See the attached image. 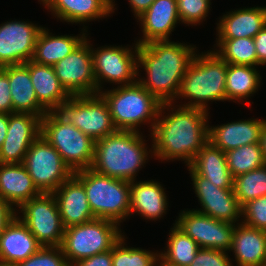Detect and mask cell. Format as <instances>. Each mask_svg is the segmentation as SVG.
I'll return each instance as SVG.
<instances>
[{"label": "cell", "instance_id": "cell-39", "mask_svg": "<svg viewBox=\"0 0 266 266\" xmlns=\"http://www.w3.org/2000/svg\"><path fill=\"white\" fill-rule=\"evenodd\" d=\"M246 226L266 231V195L251 200L242 207V221Z\"/></svg>", "mask_w": 266, "mask_h": 266}, {"label": "cell", "instance_id": "cell-31", "mask_svg": "<svg viewBox=\"0 0 266 266\" xmlns=\"http://www.w3.org/2000/svg\"><path fill=\"white\" fill-rule=\"evenodd\" d=\"M257 68L227 63L226 101L251 106L249 98L259 91L262 83V75Z\"/></svg>", "mask_w": 266, "mask_h": 266}, {"label": "cell", "instance_id": "cell-1", "mask_svg": "<svg viewBox=\"0 0 266 266\" xmlns=\"http://www.w3.org/2000/svg\"><path fill=\"white\" fill-rule=\"evenodd\" d=\"M209 114L210 111L200 108L162 103L156 124L149 134L154 159L161 160V163L181 160L189 166L209 141Z\"/></svg>", "mask_w": 266, "mask_h": 266}, {"label": "cell", "instance_id": "cell-30", "mask_svg": "<svg viewBox=\"0 0 266 266\" xmlns=\"http://www.w3.org/2000/svg\"><path fill=\"white\" fill-rule=\"evenodd\" d=\"M189 167L220 188H233L234 177L227 167L226 155L209 141L200 149Z\"/></svg>", "mask_w": 266, "mask_h": 266}, {"label": "cell", "instance_id": "cell-2", "mask_svg": "<svg viewBox=\"0 0 266 266\" xmlns=\"http://www.w3.org/2000/svg\"><path fill=\"white\" fill-rule=\"evenodd\" d=\"M188 44L163 40L138 45L137 81L161 103L175 100L182 78L198 51L196 45ZM141 69L145 76H141Z\"/></svg>", "mask_w": 266, "mask_h": 266}, {"label": "cell", "instance_id": "cell-21", "mask_svg": "<svg viewBox=\"0 0 266 266\" xmlns=\"http://www.w3.org/2000/svg\"><path fill=\"white\" fill-rule=\"evenodd\" d=\"M266 119H240L220 125L208 126L209 142L223 152L240 146L259 143Z\"/></svg>", "mask_w": 266, "mask_h": 266}, {"label": "cell", "instance_id": "cell-19", "mask_svg": "<svg viewBox=\"0 0 266 266\" xmlns=\"http://www.w3.org/2000/svg\"><path fill=\"white\" fill-rule=\"evenodd\" d=\"M142 32L138 45L152 41L171 40L169 37L181 22L177 12V0H155L137 19Z\"/></svg>", "mask_w": 266, "mask_h": 266}, {"label": "cell", "instance_id": "cell-45", "mask_svg": "<svg viewBox=\"0 0 266 266\" xmlns=\"http://www.w3.org/2000/svg\"><path fill=\"white\" fill-rule=\"evenodd\" d=\"M129 7H131V11L135 19L140 17L155 0H128Z\"/></svg>", "mask_w": 266, "mask_h": 266}, {"label": "cell", "instance_id": "cell-47", "mask_svg": "<svg viewBox=\"0 0 266 266\" xmlns=\"http://www.w3.org/2000/svg\"><path fill=\"white\" fill-rule=\"evenodd\" d=\"M259 144H260V147L262 149L264 159L266 161V122L263 126V129H262Z\"/></svg>", "mask_w": 266, "mask_h": 266}, {"label": "cell", "instance_id": "cell-29", "mask_svg": "<svg viewBox=\"0 0 266 266\" xmlns=\"http://www.w3.org/2000/svg\"><path fill=\"white\" fill-rule=\"evenodd\" d=\"M36 93L38 102L48 111H57L70 98V94L60 84L53 66L28 61L25 63Z\"/></svg>", "mask_w": 266, "mask_h": 266}, {"label": "cell", "instance_id": "cell-4", "mask_svg": "<svg viewBox=\"0 0 266 266\" xmlns=\"http://www.w3.org/2000/svg\"><path fill=\"white\" fill-rule=\"evenodd\" d=\"M227 62L215 51L209 49L195 54L182 78L175 100L182 107L210 110V101H226ZM178 100V101H177ZM181 103V104H180ZM183 103V104H182ZM209 103V105H208Z\"/></svg>", "mask_w": 266, "mask_h": 266}, {"label": "cell", "instance_id": "cell-22", "mask_svg": "<svg viewBox=\"0 0 266 266\" xmlns=\"http://www.w3.org/2000/svg\"><path fill=\"white\" fill-rule=\"evenodd\" d=\"M157 180L130 181V215L138 214L147 221H158L167 214L169 201Z\"/></svg>", "mask_w": 266, "mask_h": 266}, {"label": "cell", "instance_id": "cell-34", "mask_svg": "<svg viewBox=\"0 0 266 266\" xmlns=\"http://www.w3.org/2000/svg\"><path fill=\"white\" fill-rule=\"evenodd\" d=\"M125 234L112 248V266H158L160 251L131 247L126 243Z\"/></svg>", "mask_w": 266, "mask_h": 266}, {"label": "cell", "instance_id": "cell-28", "mask_svg": "<svg viewBox=\"0 0 266 266\" xmlns=\"http://www.w3.org/2000/svg\"><path fill=\"white\" fill-rule=\"evenodd\" d=\"M80 34L71 35H55L46 27L40 30L34 49L32 61L54 66L57 62L69 55L86 37L88 31L81 28Z\"/></svg>", "mask_w": 266, "mask_h": 266}, {"label": "cell", "instance_id": "cell-3", "mask_svg": "<svg viewBox=\"0 0 266 266\" xmlns=\"http://www.w3.org/2000/svg\"><path fill=\"white\" fill-rule=\"evenodd\" d=\"M142 132L116 130L95 142L91 168L99 174L134 181L149 158L152 159V143L146 144ZM150 154V155H149Z\"/></svg>", "mask_w": 266, "mask_h": 266}, {"label": "cell", "instance_id": "cell-42", "mask_svg": "<svg viewBox=\"0 0 266 266\" xmlns=\"http://www.w3.org/2000/svg\"><path fill=\"white\" fill-rule=\"evenodd\" d=\"M72 266H112V249L79 260Z\"/></svg>", "mask_w": 266, "mask_h": 266}, {"label": "cell", "instance_id": "cell-8", "mask_svg": "<svg viewBox=\"0 0 266 266\" xmlns=\"http://www.w3.org/2000/svg\"><path fill=\"white\" fill-rule=\"evenodd\" d=\"M111 220L95 218L89 222L65 228L61 249L69 266L79 260L111 250L125 234Z\"/></svg>", "mask_w": 266, "mask_h": 266}, {"label": "cell", "instance_id": "cell-48", "mask_svg": "<svg viewBox=\"0 0 266 266\" xmlns=\"http://www.w3.org/2000/svg\"><path fill=\"white\" fill-rule=\"evenodd\" d=\"M0 266H13V265H9V264L1 263V262H0Z\"/></svg>", "mask_w": 266, "mask_h": 266}, {"label": "cell", "instance_id": "cell-12", "mask_svg": "<svg viewBox=\"0 0 266 266\" xmlns=\"http://www.w3.org/2000/svg\"><path fill=\"white\" fill-rule=\"evenodd\" d=\"M23 164L41 193H53L74 174L42 135L28 148Z\"/></svg>", "mask_w": 266, "mask_h": 266}, {"label": "cell", "instance_id": "cell-37", "mask_svg": "<svg viewBox=\"0 0 266 266\" xmlns=\"http://www.w3.org/2000/svg\"><path fill=\"white\" fill-rule=\"evenodd\" d=\"M212 0H177L180 22L186 26L201 25L209 16ZM211 7V8H210ZM209 13V14H208Z\"/></svg>", "mask_w": 266, "mask_h": 266}, {"label": "cell", "instance_id": "cell-49", "mask_svg": "<svg viewBox=\"0 0 266 266\" xmlns=\"http://www.w3.org/2000/svg\"><path fill=\"white\" fill-rule=\"evenodd\" d=\"M47 0H38V2L40 3V4H44L45 2H46Z\"/></svg>", "mask_w": 266, "mask_h": 266}, {"label": "cell", "instance_id": "cell-33", "mask_svg": "<svg viewBox=\"0 0 266 266\" xmlns=\"http://www.w3.org/2000/svg\"><path fill=\"white\" fill-rule=\"evenodd\" d=\"M215 51L228 64L257 66L254 38L216 39Z\"/></svg>", "mask_w": 266, "mask_h": 266}, {"label": "cell", "instance_id": "cell-5", "mask_svg": "<svg viewBox=\"0 0 266 266\" xmlns=\"http://www.w3.org/2000/svg\"><path fill=\"white\" fill-rule=\"evenodd\" d=\"M99 94L108 104L116 130L142 132L139 127L147 124L152 132L162 103L138 81L104 89Z\"/></svg>", "mask_w": 266, "mask_h": 266}, {"label": "cell", "instance_id": "cell-43", "mask_svg": "<svg viewBox=\"0 0 266 266\" xmlns=\"http://www.w3.org/2000/svg\"><path fill=\"white\" fill-rule=\"evenodd\" d=\"M257 67L266 65V25L255 35Z\"/></svg>", "mask_w": 266, "mask_h": 266}, {"label": "cell", "instance_id": "cell-32", "mask_svg": "<svg viewBox=\"0 0 266 266\" xmlns=\"http://www.w3.org/2000/svg\"><path fill=\"white\" fill-rule=\"evenodd\" d=\"M170 228L167 246L160 250V264L163 266H190L199 249L198 244L180 230L175 223Z\"/></svg>", "mask_w": 266, "mask_h": 266}, {"label": "cell", "instance_id": "cell-9", "mask_svg": "<svg viewBox=\"0 0 266 266\" xmlns=\"http://www.w3.org/2000/svg\"><path fill=\"white\" fill-rule=\"evenodd\" d=\"M137 50L138 44L135 41L133 46L105 45L94 48L91 44L96 94L105 89V82L114 87L137 82Z\"/></svg>", "mask_w": 266, "mask_h": 266}, {"label": "cell", "instance_id": "cell-10", "mask_svg": "<svg viewBox=\"0 0 266 266\" xmlns=\"http://www.w3.org/2000/svg\"><path fill=\"white\" fill-rule=\"evenodd\" d=\"M57 112L95 142L116 131L108 104L99 93L71 95Z\"/></svg>", "mask_w": 266, "mask_h": 266}, {"label": "cell", "instance_id": "cell-38", "mask_svg": "<svg viewBox=\"0 0 266 266\" xmlns=\"http://www.w3.org/2000/svg\"><path fill=\"white\" fill-rule=\"evenodd\" d=\"M15 266H69L61 247L43 246L33 254Z\"/></svg>", "mask_w": 266, "mask_h": 266}, {"label": "cell", "instance_id": "cell-11", "mask_svg": "<svg viewBox=\"0 0 266 266\" xmlns=\"http://www.w3.org/2000/svg\"><path fill=\"white\" fill-rule=\"evenodd\" d=\"M17 216L42 246H61L65 228L52 193L28 200L17 210Z\"/></svg>", "mask_w": 266, "mask_h": 266}, {"label": "cell", "instance_id": "cell-26", "mask_svg": "<svg viewBox=\"0 0 266 266\" xmlns=\"http://www.w3.org/2000/svg\"><path fill=\"white\" fill-rule=\"evenodd\" d=\"M40 194L23 163H0V197L16 210Z\"/></svg>", "mask_w": 266, "mask_h": 266}, {"label": "cell", "instance_id": "cell-23", "mask_svg": "<svg viewBox=\"0 0 266 266\" xmlns=\"http://www.w3.org/2000/svg\"><path fill=\"white\" fill-rule=\"evenodd\" d=\"M225 13L215 23L216 39L254 38L266 25V6L240 7Z\"/></svg>", "mask_w": 266, "mask_h": 266}, {"label": "cell", "instance_id": "cell-20", "mask_svg": "<svg viewBox=\"0 0 266 266\" xmlns=\"http://www.w3.org/2000/svg\"><path fill=\"white\" fill-rule=\"evenodd\" d=\"M64 228L89 222L93 216L83 183L73 174L53 193Z\"/></svg>", "mask_w": 266, "mask_h": 266}, {"label": "cell", "instance_id": "cell-17", "mask_svg": "<svg viewBox=\"0 0 266 266\" xmlns=\"http://www.w3.org/2000/svg\"><path fill=\"white\" fill-rule=\"evenodd\" d=\"M41 134V118L30 113L8 114V128L0 148V163L20 164Z\"/></svg>", "mask_w": 266, "mask_h": 266}, {"label": "cell", "instance_id": "cell-18", "mask_svg": "<svg viewBox=\"0 0 266 266\" xmlns=\"http://www.w3.org/2000/svg\"><path fill=\"white\" fill-rule=\"evenodd\" d=\"M115 0H47L43 7L51 12L57 21L82 24L88 29L87 22L111 17L115 12ZM84 25V26H83Z\"/></svg>", "mask_w": 266, "mask_h": 266}, {"label": "cell", "instance_id": "cell-24", "mask_svg": "<svg viewBox=\"0 0 266 266\" xmlns=\"http://www.w3.org/2000/svg\"><path fill=\"white\" fill-rule=\"evenodd\" d=\"M43 246L16 216L0 235V262L15 266Z\"/></svg>", "mask_w": 266, "mask_h": 266}, {"label": "cell", "instance_id": "cell-14", "mask_svg": "<svg viewBox=\"0 0 266 266\" xmlns=\"http://www.w3.org/2000/svg\"><path fill=\"white\" fill-rule=\"evenodd\" d=\"M87 37L53 68L60 84L70 95L96 94L90 37Z\"/></svg>", "mask_w": 266, "mask_h": 266}, {"label": "cell", "instance_id": "cell-25", "mask_svg": "<svg viewBox=\"0 0 266 266\" xmlns=\"http://www.w3.org/2000/svg\"><path fill=\"white\" fill-rule=\"evenodd\" d=\"M229 252L235 266H266V231L236 224Z\"/></svg>", "mask_w": 266, "mask_h": 266}, {"label": "cell", "instance_id": "cell-41", "mask_svg": "<svg viewBox=\"0 0 266 266\" xmlns=\"http://www.w3.org/2000/svg\"><path fill=\"white\" fill-rule=\"evenodd\" d=\"M0 113H13L12 98L7 73L0 67Z\"/></svg>", "mask_w": 266, "mask_h": 266}, {"label": "cell", "instance_id": "cell-15", "mask_svg": "<svg viewBox=\"0 0 266 266\" xmlns=\"http://www.w3.org/2000/svg\"><path fill=\"white\" fill-rule=\"evenodd\" d=\"M187 169L192 181L194 193L200 204L196 211L216 220L238 224L242 221V206L236 198L233 188H220L205 177L196 174L189 166Z\"/></svg>", "mask_w": 266, "mask_h": 266}, {"label": "cell", "instance_id": "cell-35", "mask_svg": "<svg viewBox=\"0 0 266 266\" xmlns=\"http://www.w3.org/2000/svg\"><path fill=\"white\" fill-rule=\"evenodd\" d=\"M225 155L227 167L234 178L266 164L259 143L240 146L226 151Z\"/></svg>", "mask_w": 266, "mask_h": 266}, {"label": "cell", "instance_id": "cell-46", "mask_svg": "<svg viewBox=\"0 0 266 266\" xmlns=\"http://www.w3.org/2000/svg\"><path fill=\"white\" fill-rule=\"evenodd\" d=\"M8 128V114L0 113V148L5 140Z\"/></svg>", "mask_w": 266, "mask_h": 266}, {"label": "cell", "instance_id": "cell-7", "mask_svg": "<svg viewBox=\"0 0 266 266\" xmlns=\"http://www.w3.org/2000/svg\"><path fill=\"white\" fill-rule=\"evenodd\" d=\"M75 172L91 168L95 141L64 119L57 111L41 118V134Z\"/></svg>", "mask_w": 266, "mask_h": 266}, {"label": "cell", "instance_id": "cell-36", "mask_svg": "<svg viewBox=\"0 0 266 266\" xmlns=\"http://www.w3.org/2000/svg\"><path fill=\"white\" fill-rule=\"evenodd\" d=\"M233 191L242 207L249 201L266 195V164L236 176Z\"/></svg>", "mask_w": 266, "mask_h": 266}, {"label": "cell", "instance_id": "cell-27", "mask_svg": "<svg viewBox=\"0 0 266 266\" xmlns=\"http://www.w3.org/2000/svg\"><path fill=\"white\" fill-rule=\"evenodd\" d=\"M1 68L8 75L13 113H30L42 118L48 111L38 102L28 66L24 63Z\"/></svg>", "mask_w": 266, "mask_h": 266}, {"label": "cell", "instance_id": "cell-40", "mask_svg": "<svg viewBox=\"0 0 266 266\" xmlns=\"http://www.w3.org/2000/svg\"><path fill=\"white\" fill-rule=\"evenodd\" d=\"M228 252L199 248L190 266H234Z\"/></svg>", "mask_w": 266, "mask_h": 266}, {"label": "cell", "instance_id": "cell-44", "mask_svg": "<svg viewBox=\"0 0 266 266\" xmlns=\"http://www.w3.org/2000/svg\"><path fill=\"white\" fill-rule=\"evenodd\" d=\"M17 216V210L0 197V235L7 225Z\"/></svg>", "mask_w": 266, "mask_h": 266}, {"label": "cell", "instance_id": "cell-16", "mask_svg": "<svg viewBox=\"0 0 266 266\" xmlns=\"http://www.w3.org/2000/svg\"><path fill=\"white\" fill-rule=\"evenodd\" d=\"M42 25L14 19L0 24V67L32 60Z\"/></svg>", "mask_w": 266, "mask_h": 266}, {"label": "cell", "instance_id": "cell-13", "mask_svg": "<svg viewBox=\"0 0 266 266\" xmlns=\"http://www.w3.org/2000/svg\"><path fill=\"white\" fill-rule=\"evenodd\" d=\"M175 225L190 236L199 248L228 252L232 247L235 224L216 220L194 209L180 210Z\"/></svg>", "mask_w": 266, "mask_h": 266}, {"label": "cell", "instance_id": "cell-6", "mask_svg": "<svg viewBox=\"0 0 266 266\" xmlns=\"http://www.w3.org/2000/svg\"><path fill=\"white\" fill-rule=\"evenodd\" d=\"M74 175L83 183L90 210L95 218L121 226L130 216V182L82 169Z\"/></svg>", "mask_w": 266, "mask_h": 266}]
</instances>
